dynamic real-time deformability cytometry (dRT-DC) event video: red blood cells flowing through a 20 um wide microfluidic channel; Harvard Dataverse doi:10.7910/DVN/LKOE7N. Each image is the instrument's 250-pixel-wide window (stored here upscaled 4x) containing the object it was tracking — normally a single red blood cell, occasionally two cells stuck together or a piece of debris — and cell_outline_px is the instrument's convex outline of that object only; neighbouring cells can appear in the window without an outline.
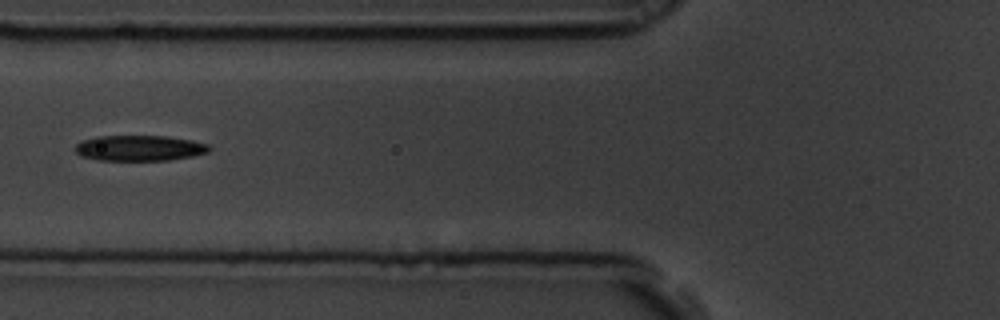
{"species": "common noctule bat (a hibernating species)", "species_latin": "Nyctalus noctula", "temperature_condition": "room temperature", "stored_images_in_passage": 4, "camera_frame_rate_fps": 3000, "um_per_image_px": 0.085, "animal": {"sex": "male", "body_mass_g": 19.5, "forearm_length_mm": 54.6}, "frame": {"image": 1, "passage_image": 4, "time_ms": 1.0, "image_size_px": [1000, 320], "cell_outline_px": [[212, 148], [208, 152], [192, 156], [168, 160], [96, 160], [80, 156], [76, 152], [76, 144], [80, 140], [96, 136], [168, 136], [192, 140], [208, 144]], "centroid_in_image_um": [11.84, 12.58], "position_along_channel_um": 114.0, "area_um2": 20.11}}